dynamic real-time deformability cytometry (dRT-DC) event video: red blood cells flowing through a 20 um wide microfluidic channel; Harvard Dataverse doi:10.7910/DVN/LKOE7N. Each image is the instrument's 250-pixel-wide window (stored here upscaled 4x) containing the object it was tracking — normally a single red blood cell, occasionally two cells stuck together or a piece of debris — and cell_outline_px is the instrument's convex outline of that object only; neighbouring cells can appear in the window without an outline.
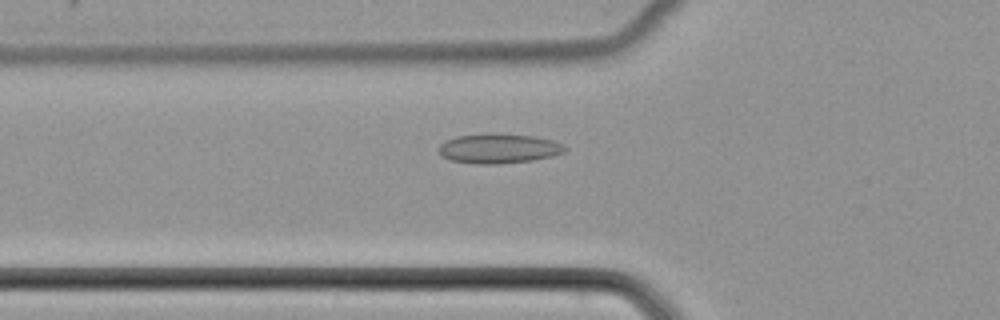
{"species": "common noctule bat (a hibernating species)", "species_latin": "Nyctalus noctula", "temperature_condition": "cold", "stored_images_in_passage": 38, "camera_frame_rate_fps": 3000, "um_per_image_px": 0.085, "animal": {"sex": "female", "body_mass_g": 22.7, "forearm_length_mm": 54.2}, "frame": {"image": 1, "passage_image": 5, "time_ms": 1.333, "image_size_px": [1000, 320], "cell_outline_px": [[568, 148], [564, 152], [552, 156], [532, 160], [500, 164], [476, 164], [452, 160], [440, 156], [436, 148], [444, 140], [456, 136], [492, 132], [532, 136], [552, 140], [564, 144]], "centroid_in_image_um": [42.35, 12.61], "position_along_channel_um": 83.5, "area_um2": 22.25}}
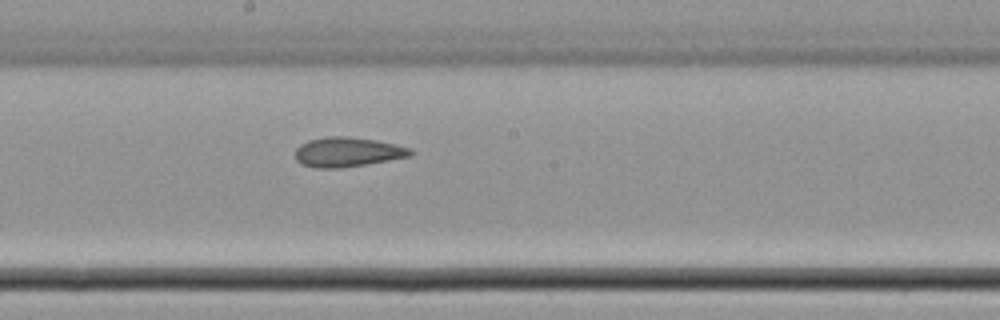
{"frame": {"image": 2, "passage_image": 15, "time_ms": 4.667, "image_size_px": [1000, 320], "cell_outline_px": [[416, 152], [412, 156], [340, 168], [312, 168], [300, 164], [296, 160], [296, 148], [300, 144], [308, 140], [328, 136], [348, 136], [376, 140], [396, 144], [412, 148]], "centroid_in_image_um": [29.55, 12.92], "position_along_channel_um": 218.7, "area_um2": 20.11}}
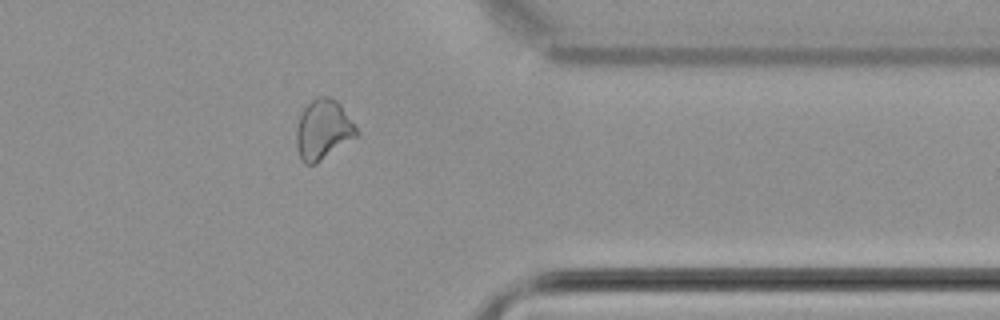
{"frame": {"image": 3, "passage_image": 28, "time_ms": 9.0, "image_size_px": [1000, 320], "cell_outline_px": [[360, 132], [356, 136], [316, 164], [304, 164], [300, 160], [296, 144], [296, 128], [300, 116], [304, 108], [316, 96], [332, 96], [340, 104]], "centroid_in_image_um": [27.45, 11.01], "position_along_channel_um": 384.0, "area_um2": 20.98}}